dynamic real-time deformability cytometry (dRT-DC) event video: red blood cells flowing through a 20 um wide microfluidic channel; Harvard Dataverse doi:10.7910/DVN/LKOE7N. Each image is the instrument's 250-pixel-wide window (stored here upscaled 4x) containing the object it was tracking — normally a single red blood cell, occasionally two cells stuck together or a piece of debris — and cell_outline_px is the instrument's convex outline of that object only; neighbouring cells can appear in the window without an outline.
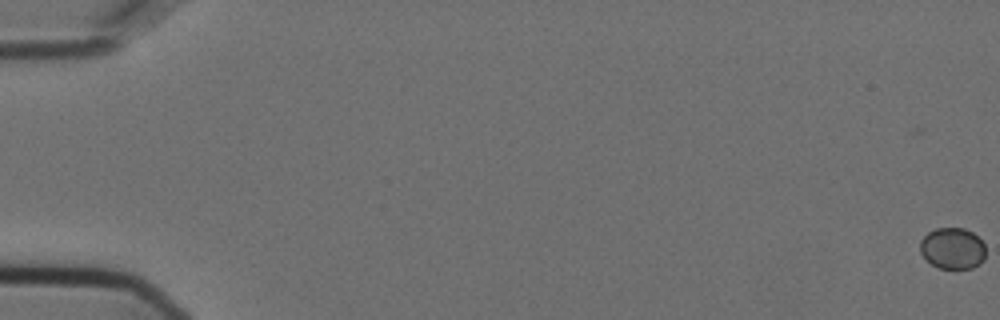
{"species": "Egyptian fruit bat (a non-hibernating species)", "species_latin": "Rousettus aegyptiacus", "temperature_condition": "cold", "stored_images_in_passage": 58, "camera_frame_rate_fps": 3000, "um_per_image_px": 0.085, "animal": {"sex": "female"}, "frame": {"image": 1, "passage_image": 1, "time_ms": 0.0, "image_size_px": [1000, 320], "cell_outline_px": [[984, 260], [980, 264], [972, 268], [940, 268], [932, 264], [920, 252], [920, 240], [928, 232], [936, 228], [964, 228], [972, 232], [984, 244]], "centroid_in_image_um": [80.96, 21.1], "position_along_channel_um": 4.0, "area_um2": 15.66}}
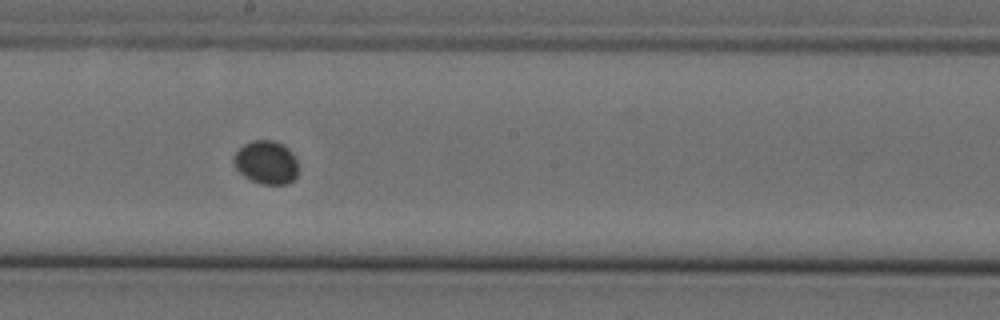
{"frame": {"image": 2, "passage_image": 34, "time_ms": 11.0, "image_size_px": [1000, 320], "cell_outline_px": [[300, 172], [288, 184], [260, 184], [244, 176], [232, 164], [232, 160], [236, 152], [244, 144], [252, 140], [272, 140], [288, 148], [292, 152], [296, 160]], "centroid_in_image_um": [22.63, 13.81], "position_along_channel_um": 225.6, "area_um2": 16.42}}
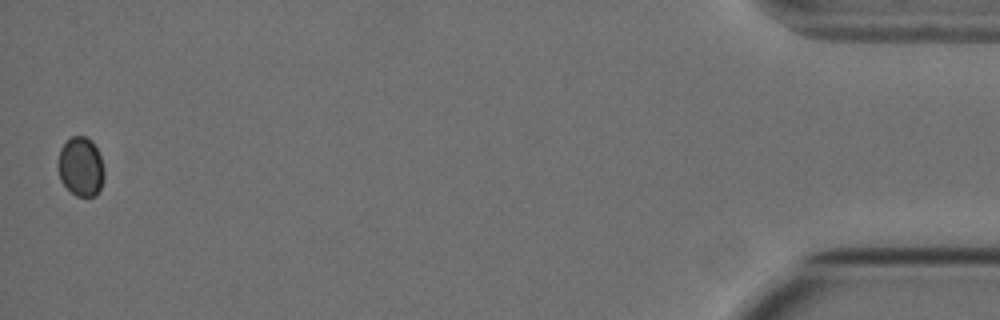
{"frame": {"image": 3, "passage_image": 58, "time_ms": 19.0, "image_size_px": [1000, 320], "cell_outline_px": [[104, 176], [100, 188], [96, 196], [76, 196], [60, 180], [56, 164], [60, 148], [72, 136], [84, 136], [92, 140], [100, 156], [104, 172]], "centroid_in_image_um": [6.84, 14.16], "position_along_channel_um": 428.4, "area_um2": 15.95}}